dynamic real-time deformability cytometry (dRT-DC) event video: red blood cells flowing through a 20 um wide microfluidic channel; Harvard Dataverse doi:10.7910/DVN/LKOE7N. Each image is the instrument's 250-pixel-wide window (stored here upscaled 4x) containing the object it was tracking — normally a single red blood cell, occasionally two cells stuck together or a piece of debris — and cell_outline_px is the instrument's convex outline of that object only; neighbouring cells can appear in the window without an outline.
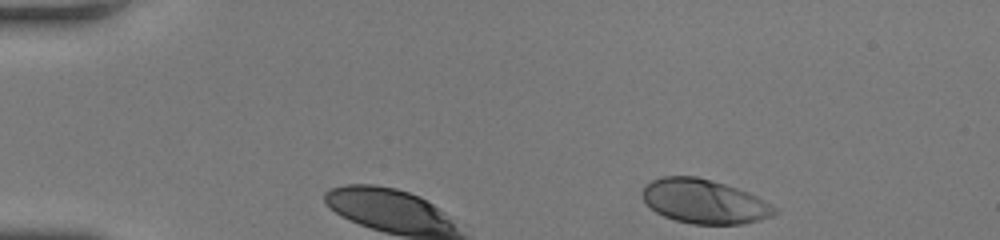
{"species": "human", "species_latin": "Homo sapiens", "temperature_condition": "room temperature", "stored_images_in_passage": 27, "camera_frame_rate_fps": 3000, "um_per_image_px": 0.085, "donor": {"sex": "female"}, "frame": {"image": 1, "passage_image": 1, "time_ms": 0.0, "image_size_px": [1000, 240], "cell_outline_px": [[780, 212], [772, 216], [760, 220], [744, 224], [692, 224], [676, 220], [664, 216], [656, 212], [644, 200], [644, 184], [660, 176], [696, 176], [712, 180], [748, 192], [756, 196], [776, 208]], "centroid_in_image_um": [59.88, 17.12], "position_along_channel_um": 25.1, "area_um2": 33.87}}